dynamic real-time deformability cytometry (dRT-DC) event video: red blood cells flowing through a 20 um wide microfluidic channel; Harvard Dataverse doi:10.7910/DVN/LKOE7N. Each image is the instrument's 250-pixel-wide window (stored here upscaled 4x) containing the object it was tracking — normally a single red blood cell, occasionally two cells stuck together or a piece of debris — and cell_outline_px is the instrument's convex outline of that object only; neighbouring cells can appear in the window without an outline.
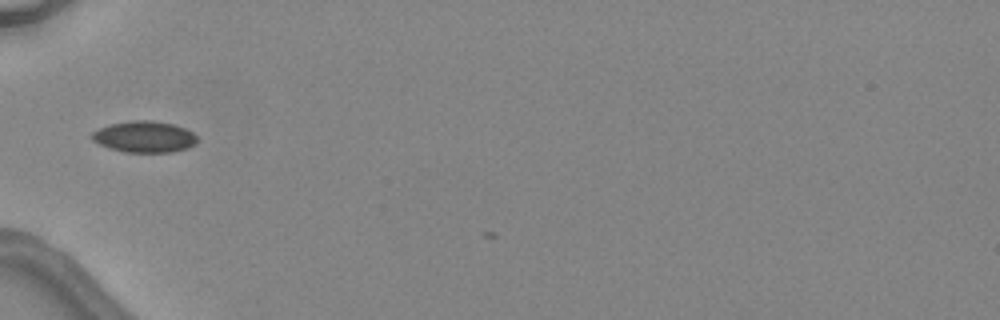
{"species": "common noctule bat (a hibernating species)", "species_latin": "Nyctalus noctula", "temperature_condition": "warm", "stored_images_in_passage": 3, "camera_frame_rate_fps": 3000, "um_per_image_px": 0.085, "animal": {"sex": "female", "body_mass_g": 24.6, "forearm_length_mm": 56.2}, "frame": {"image": 1, "passage_image": 2, "time_ms": 1.333, "image_size_px": [1000, 320], "cell_outline_px": [[196, 144], [188, 148], [172, 152], [124, 152], [108, 148], [92, 140], [88, 136], [92, 132], [100, 128], [112, 124], [132, 120], [152, 120], [172, 124], [184, 128], [192, 132], [196, 136]], "centroid_in_image_um": [12.25, 11.63], "position_along_channel_um": 72.7, "area_um2": 19.25}}